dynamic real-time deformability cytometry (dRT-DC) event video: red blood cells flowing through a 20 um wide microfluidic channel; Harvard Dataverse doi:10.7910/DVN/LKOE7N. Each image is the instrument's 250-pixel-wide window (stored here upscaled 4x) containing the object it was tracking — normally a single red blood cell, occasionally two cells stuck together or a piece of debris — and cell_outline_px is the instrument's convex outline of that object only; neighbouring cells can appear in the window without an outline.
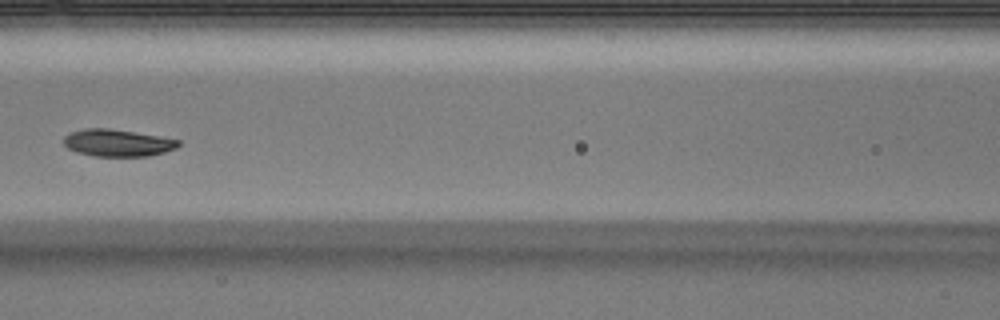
{"species": "Egyptian fruit bat (a non-hibernating species)", "species_latin": "Rousettus aegyptiacus", "temperature_condition": "warm", "stored_images_in_passage": 8, "camera_frame_rate_fps": 3000, "um_per_image_px": 0.085, "animal": {"sex": "male"}, "frame": {"image": 1, "passage_image": 7, "time_ms": 2.0, "image_size_px": [1000, 320], "cell_outline_px": [[180, 144], [176, 148], [164, 152], [148, 156], [96, 156], [76, 152], [68, 148], [64, 144], [64, 136], [72, 132], [84, 128], [108, 128], [160, 136], [180, 140]], "centroid_in_image_um": [10.0, 12.14], "position_along_channel_um": 156.6, "area_um2": 18.03}}
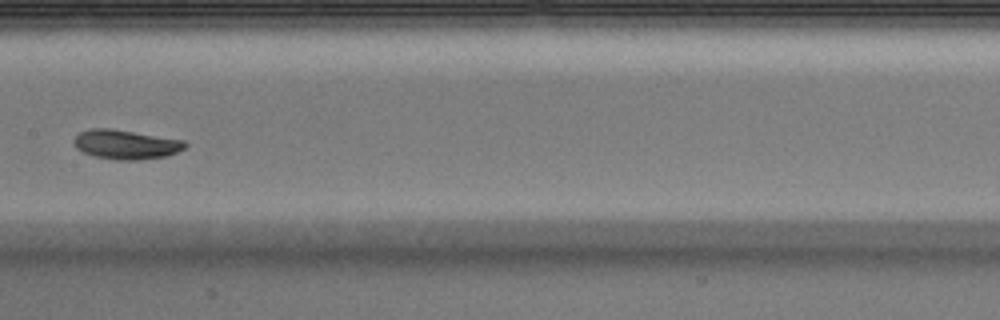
{"frame": {"image": 2, "passage_image": 8, "time_ms": 2.333, "image_size_px": [1000, 320], "cell_outline_px": [[188, 144], [184, 148], [176, 152], [164, 156], [140, 160], [116, 160], [92, 156], [76, 148], [72, 140], [80, 132], [88, 128], [112, 128], [184, 140]], "centroid_in_image_um": [10.66, 12.27], "position_along_channel_um": 196.7, "area_um2": 19.13}}